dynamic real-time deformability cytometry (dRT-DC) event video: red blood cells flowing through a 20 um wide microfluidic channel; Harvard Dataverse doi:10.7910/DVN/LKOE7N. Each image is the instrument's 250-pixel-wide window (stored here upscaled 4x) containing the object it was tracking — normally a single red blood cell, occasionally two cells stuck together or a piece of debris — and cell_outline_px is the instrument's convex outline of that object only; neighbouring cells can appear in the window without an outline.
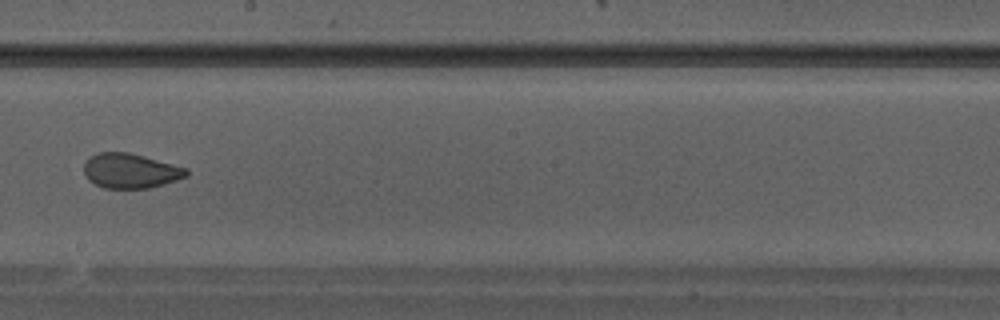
{"species": "Egyptian fruit bat (a non-hibernating species)", "species_latin": "Rousettus aegyptiacus", "temperature_condition": "warm", "stored_images_in_passage": 36, "camera_frame_rate_fps": 3000, "um_per_image_px": 0.085, "animal": {"sex": "male"}, "frame": {"image": 1, "passage_image": 21, "time_ms": 6.667, "image_size_px": [1000, 320], "cell_outline_px": [[188, 176], [176, 180], [148, 188], [104, 188], [88, 180], [84, 176], [84, 164], [92, 156], [100, 152], [128, 152], [144, 156], [188, 168]], "centroid_in_image_um": [11.09, 14.52], "position_along_channel_um": 237.1, "area_um2": 20.63}}